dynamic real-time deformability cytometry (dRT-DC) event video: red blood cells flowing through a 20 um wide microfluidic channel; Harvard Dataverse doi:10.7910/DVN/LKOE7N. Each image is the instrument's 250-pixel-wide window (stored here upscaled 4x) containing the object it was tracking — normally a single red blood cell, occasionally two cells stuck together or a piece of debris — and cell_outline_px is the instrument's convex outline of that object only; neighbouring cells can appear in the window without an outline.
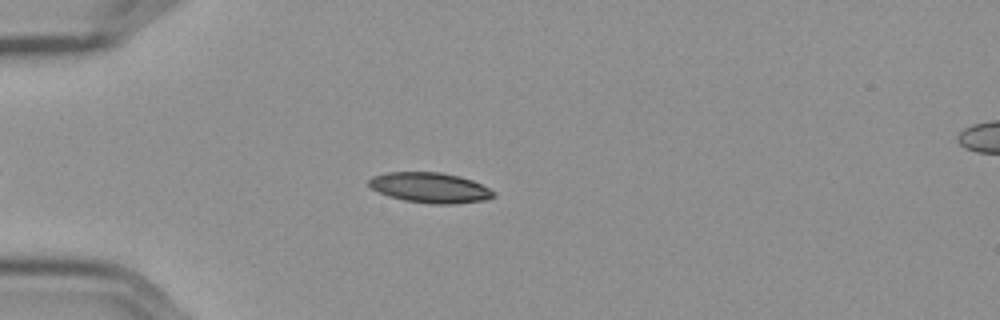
{"species": "Egyptian fruit bat (a non-hibernating species)", "species_latin": "Rousettus aegyptiacus", "temperature_condition": "cold", "stored_images_in_passage": 51, "camera_frame_rate_fps": 3000, "um_per_image_px": 0.085, "frame": {"image": 1, "passage_image": 10, "time_ms": 3.0, "image_size_px": [1000, 320], "cell_outline_px": [[496, 196], [488, 200], [452, 204], [432, 204], [404, 200], [388, 196], [372, 188], [368, 184], [368, 180], [372, 176], [384, 172], [440, 172], [460, 176], [472, 180], [496, 192]], "centroid_in_image_um": [36.57, 15.95], "position_along_channel_um": 48.4, "area_um2": 22.14}}
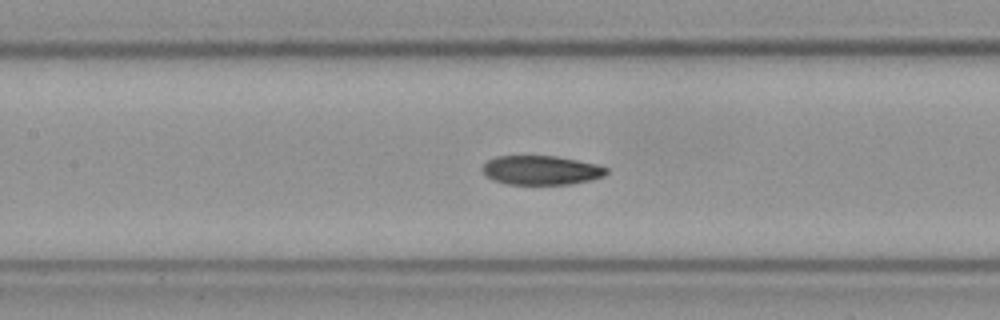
{"frame": {"image": 2, "passage_image": 21, "time_ms": 6.667, "image_size_px": [1000, 320], "cell_outline_px": [[608, 172], [604, 176], [572, 184], [508, 184], [496, 180], [488, 176], [480, 168], [488, 160], [496, 156], [556, 156], [596, 164], [608, 168]], "centroid_in_image_um": [46.01, 14.46], "position_along_channel_um": 161.4, "area_um2": 20.87}}
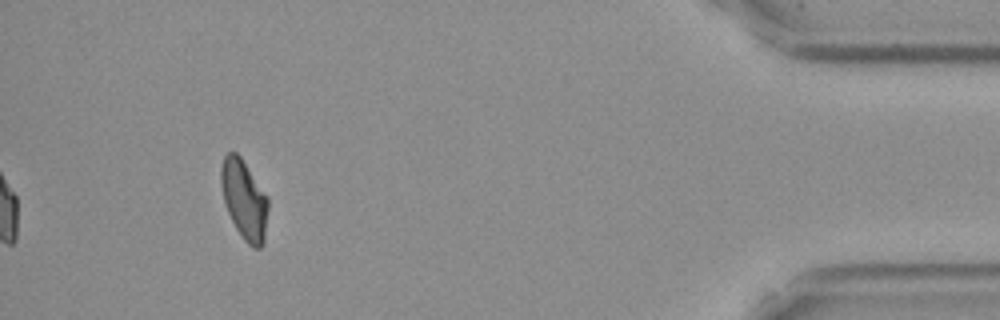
{"frame": {"image": 3, "passage_image": 47, "time_ms": 15.333, "image_size_px": [1000, 320], "cell_outline_px": [[268, 208], [264, 244], [260, 248], [252, 248], [244, 240], [236, 228], [224, 204], [220, 180], [220, 168], [224, 156], [228, 152], [236, 152], [240, 156], [268, 196]], "centroid_in_image_um": [20.76, 16.97], "position_along_channel_um": 414.4, "area_um2": 21.91}, "authors_computed_cell_mechanics": {"area_um2": 21.8484, "velocity_mm_per_s": 3.5943, "shape_relaxation_time_tau1_ms": null, "shape_relaxation_time_tau2_ms": 6.7557, "deformation_change_tau1": null, "deformation_change_tau2": 0.1252}}